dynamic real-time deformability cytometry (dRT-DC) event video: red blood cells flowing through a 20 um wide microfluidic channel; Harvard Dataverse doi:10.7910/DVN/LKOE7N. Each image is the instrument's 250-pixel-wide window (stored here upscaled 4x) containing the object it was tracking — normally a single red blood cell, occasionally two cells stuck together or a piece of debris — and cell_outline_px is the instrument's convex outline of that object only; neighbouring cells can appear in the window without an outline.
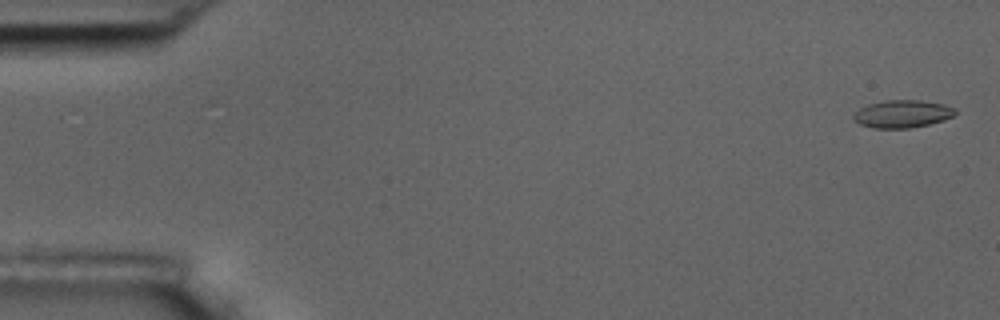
{"species": "common noctule bat (a hibernating species)", "species_latin": "Nyctalus noctula", "temperature_condition": "room temperature", "stored_images_in_passage": 5, "camera_frame_rate_fps": 3000, "um_per_image_px": 0.085, "animal": {"sex": "male", "body_mass_g": 17.5, "forearm_length_mm": 52.3}, "frame": {"image": 1, "passage_image": 1, "time_ms": 0.0, "image_size_px": [1000, 320], "cell_outline_px": [[956, 112], [952, 116], [944, 120], [912, 128], [872, 128], [860, 124], [852, 120], [852, 116], [860, 108], [868, 104], [884, 100], [920, 100], [944, 104], [956, 108]], "centroid_in_image_um": [76.69, 9.68], "position_along_channel_um": 8.3, "area_um2": 16.47}}
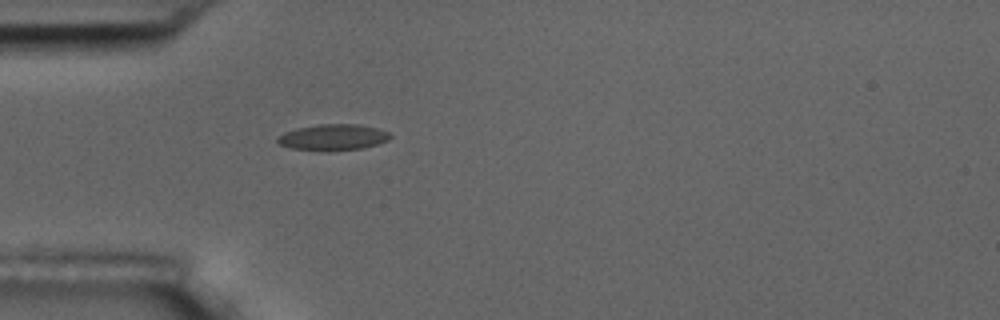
{"frame": {"image": 2, "passage_image": 5, "time_ms": 5.0, "image_size_px": [1000, 320], "cell_outline_px": [[392, 136], [388, 140], [364, 148], [332, 152], [324, 152], [292, 148], [280, 144], [276, 140], [276, 136], [284, 132], [296, 128], [320, 124], [356, 124], [376, 128], [388, 132]], "centroid_in_image_um": [28.28, 11.69], "position_along_channel_um": 56.7, "area_um2": 17.4}}